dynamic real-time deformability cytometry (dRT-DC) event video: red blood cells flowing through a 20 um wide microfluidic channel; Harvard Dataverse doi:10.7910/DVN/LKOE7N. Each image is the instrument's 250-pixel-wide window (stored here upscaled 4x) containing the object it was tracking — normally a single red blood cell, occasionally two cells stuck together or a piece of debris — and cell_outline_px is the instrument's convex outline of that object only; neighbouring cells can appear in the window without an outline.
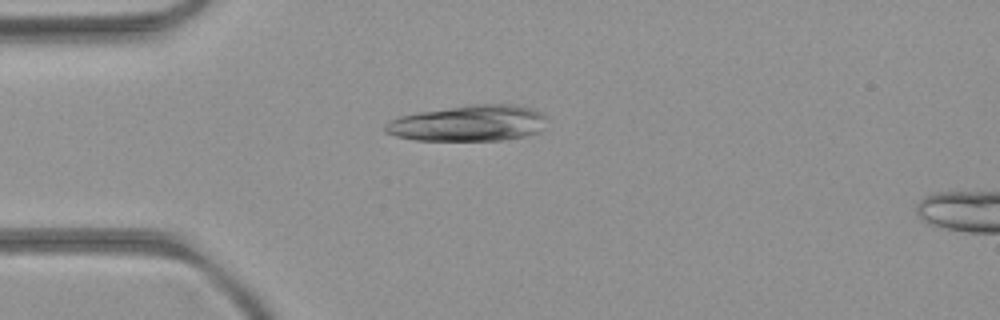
{"species": "common noctule bat (a hibernating species)", "species_latin": "Nyctalus noctula", "temperature_condition": "room temperature", "stored_images_in_passage": 30, "camera_frame_rate_fps": 3000, "um_per_image_px": 0.085, "animal": {"sex": "female", "body_mass_g": 21.9}, "frame": {"image": 1, "passage_image": 1, "time_ms": 0.0, "image_size_px": [1000, 320], "cell_outline_px": [[548, 116], [540, 128], [536, 132], [524, 136], [500, 140], [416, 140], [396, 136], [384, 132], [384, 124], [388, 120], [400, 116], [416, 112], [472, 104], [512, 104], [532, 108], [544, 112]], "centroid_in_image_um": [39.8, 10.46], "position_along_channel_um": 45.2, "area_um2": 34.04}}
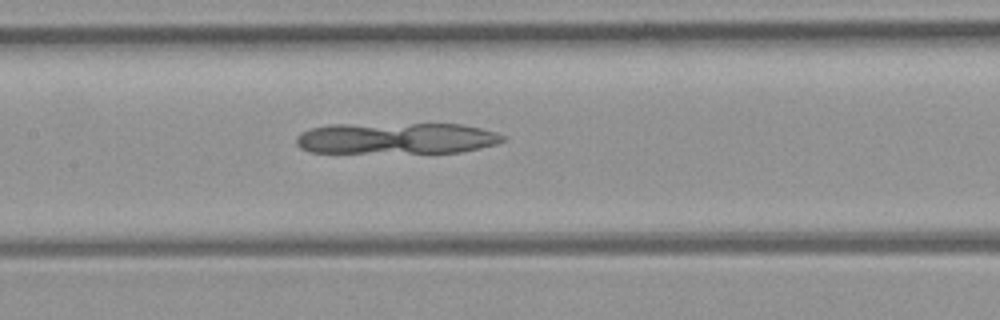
{"frame": {"image": 2, "passage_image": 12, "time_ms": 3.667, "image_size_px": [1000, 320], "cell_outline_px": [[504, 140], [496, 144], [460, 152], [308, 152], [300, 148], [296, 144], [296, 136], [300, 132], [312, 128], [328, 124], [464, 124], [496, 132], [504, 136]], "centroid_in_image_um": [33.65, 11.74], "position_along_channel_um": 173.8, "area_um2": 37.63}}